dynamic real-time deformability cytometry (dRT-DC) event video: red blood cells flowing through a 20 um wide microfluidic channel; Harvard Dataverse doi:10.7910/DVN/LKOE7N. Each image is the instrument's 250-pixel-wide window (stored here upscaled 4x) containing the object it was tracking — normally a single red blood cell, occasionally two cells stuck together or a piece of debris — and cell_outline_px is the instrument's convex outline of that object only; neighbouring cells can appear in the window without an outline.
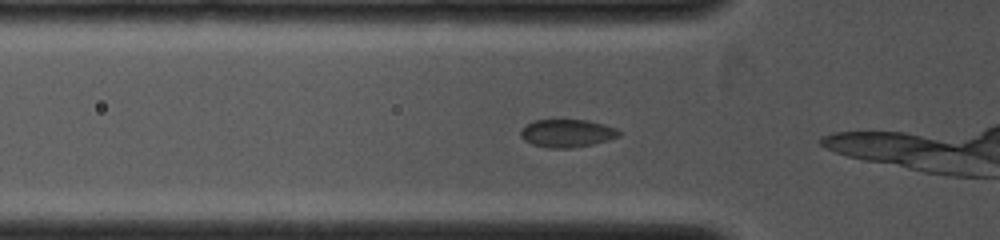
{"species": "common noctule bat (a hibernating species)", "species_latin": "Nyctalus noctula", "temperature_condition": "cold", "stored_images_in_passage": 14, "camera_frame_rate_fps": 4000, "um_per_image_px": 0.085, "animal": {"sex": "female", "body_mass_g": 19.0, "forearm_length_mm": 53.3}, "frame": {"image": 1, "passage_image": 6, "time_ms": 0.75, "image_size_px": [1000, 240], "cell_outline_px": [[620, 136], [608, 140], [592, 144], [572, 148], [548, 148], [532, 144], [524, 140], [520, 136], [520, 128], [532, 120], [588, 120], [604, 124], [616, 128], [620, 132]], "centroid_in_image_um": [48.17, 11.32], "position_along_channel_um": 77.6, "area_um2": 16.13}}
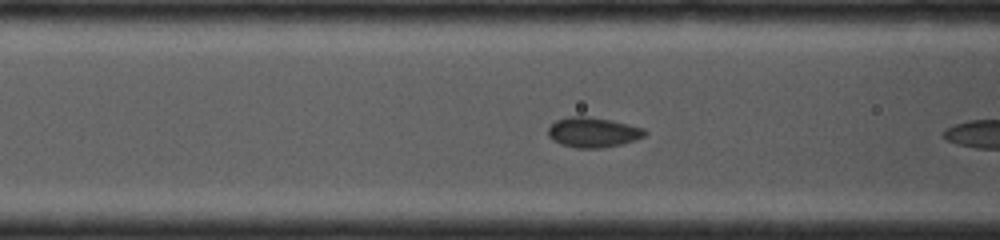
{"frame": {"image": 2, "passage_image": 12, "time_ms": 1.5, "image_size_px": [1000, 240], "cell_outline_px": [[648, 132], [644, 136], [620, 144], [604, 148], [576, 148], [560, 144], [552, 140], [548, 136], [548, 128], [556, 120], [568, 116], [588, 116], [612, 120], [644, 128]], "centroid_in_image_um": [50.38, 11.24], "position_along_channel_um": 116.2, "area_um2": 16.99}}